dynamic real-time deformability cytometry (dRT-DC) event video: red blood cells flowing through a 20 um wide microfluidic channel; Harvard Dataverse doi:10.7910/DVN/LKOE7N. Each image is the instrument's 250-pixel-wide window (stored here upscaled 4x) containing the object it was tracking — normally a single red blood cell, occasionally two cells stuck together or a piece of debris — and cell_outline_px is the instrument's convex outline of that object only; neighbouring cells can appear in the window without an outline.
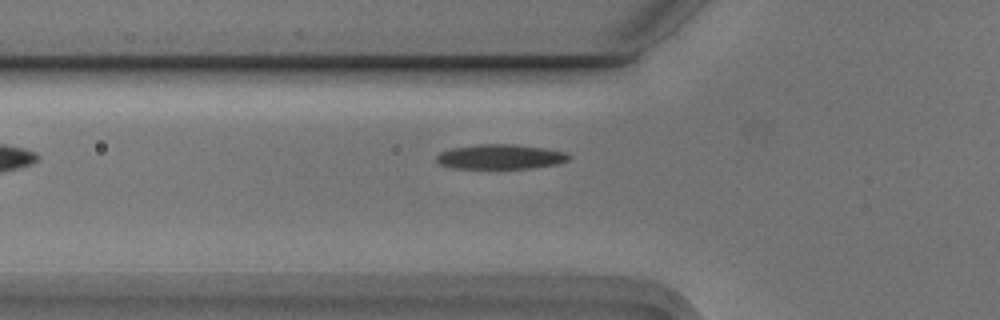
{"species": "Egyptian fruit bat (a non-hibernating species)", "species_latin": "Rousettus aegyptiacus", "temperature_condition": "cold", "stored_images_in_passage": 3, "camera_frame_rate_fps": 3000, "um_per_image_px": 0.085, "animal": {"sex": "male"}, "frame": {"image": 1, "passage_image": 3, "time_ms": 0.667, "image_size_px": [1000, 320], "cell_outline_px": [[572, 156], [568, 160], [556, 164], [532, 168], [452, 168], [440, 164], [436, 160], [436, 156], [440, 152], [452, 148], [476, 144], [512, 144], [548, 148], [564, 152]], "centroid_in_image_um": [42.54, 13.31], "position_along_channel_um": 83.3, "area_um2": 19.13}}